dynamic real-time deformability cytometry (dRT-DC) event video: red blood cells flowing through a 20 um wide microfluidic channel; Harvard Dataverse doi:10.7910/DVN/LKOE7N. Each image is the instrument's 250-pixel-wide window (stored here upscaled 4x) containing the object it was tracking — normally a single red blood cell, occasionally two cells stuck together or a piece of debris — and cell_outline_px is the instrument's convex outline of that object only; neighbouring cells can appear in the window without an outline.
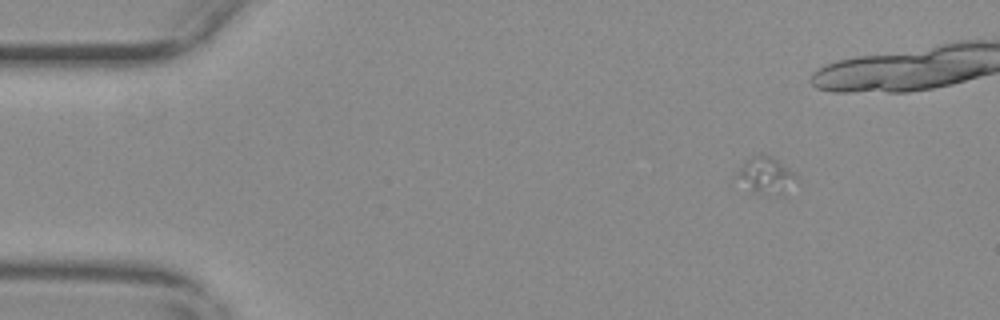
{"species": "common noctule bat (a hibernating species)", "species_latin": "Nyctalus noctula", "temperature_condition": "warm", "stored_images_in_passage": 60, "camera_frame_rate_fps": 3000, "um_per_image_px": 0.085, "animal": {"sex": "female", "body_mass_g": 29.2, "forearm_length_mm": 56.3}, "frame": {"image": 1, "passage_image": 9, "time_ms": 2.667, "image_size_px": [1000, 320], "cell_outline_px": [[796, 176], [784, 196], [764, 196], [752, 192], [736, 176], [740, 168], [748, 160], [760, 152], [772, 156], [788, 168]], "centroid_in_image_um": [65.11, 14.95], "position_along_channel_um": 19.9, "area_um2": 12.54}}
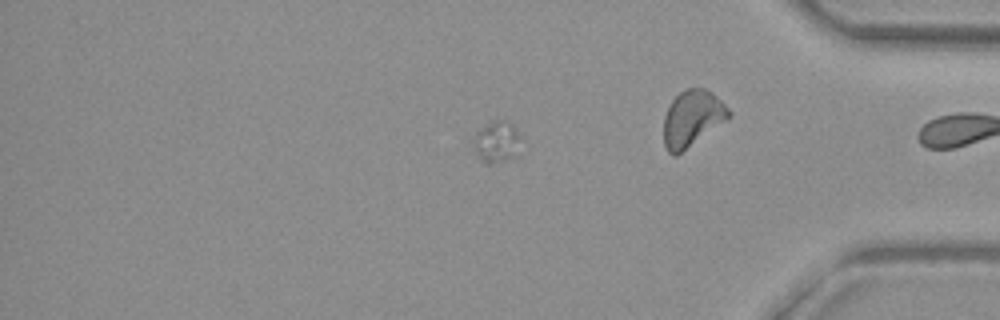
{"frame": {"image": 2, "passage_image": 50, "time_ms": 16.333, "image_size_px": [1000, 320], "cell_outline_px": [[520, 136], [512, 156], [504, 160], [492, 164], [484, 164], [480, 160], [476, 148], [476, 132], [480, 128], [492, 120], [508, 120], [516, 128]], "centroid_in_image_um": [42.2, 12.01], "position_along_channel_um": 393.0, "area_um2": 10.87}}